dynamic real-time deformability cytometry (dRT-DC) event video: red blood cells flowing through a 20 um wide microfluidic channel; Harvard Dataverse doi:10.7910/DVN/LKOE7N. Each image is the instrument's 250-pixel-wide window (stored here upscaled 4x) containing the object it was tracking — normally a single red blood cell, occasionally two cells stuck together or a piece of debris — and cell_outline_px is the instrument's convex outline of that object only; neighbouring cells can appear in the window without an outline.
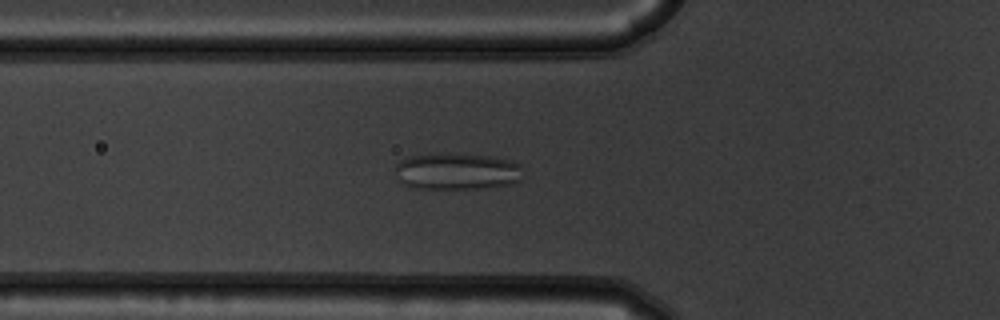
{"species": "common noctule bat (a hibernating species)", "species_latin": "Nyctalus noctula", "temperature_condition": "warm", "stored_images_in_passage": 44, "camera_frame_rate_fps": 3000, "um_per_image_px": 0.085, "animal": {"sex": "male", "body_mass_g": 19.5, "forearm_length_mm": 54.6}, "frame": {"image": 1, "passage_image": 9, "time_ms": 2.667, "image_size_px": [1000, 320], "cell_outline_px": [[520, 180], [512, 184], [488, 188], [416, 188], [404, 184], [400, 180], [396, 168], [396, 164], [400, 160], [408, 156], [432, 152], [440, 152], [492, 156], [512, 160], [520, 164]], "centroid_in_image_um": [38.84, 14.53], "position_along_channel_um": 87.0, "area_um2": 27.63}}
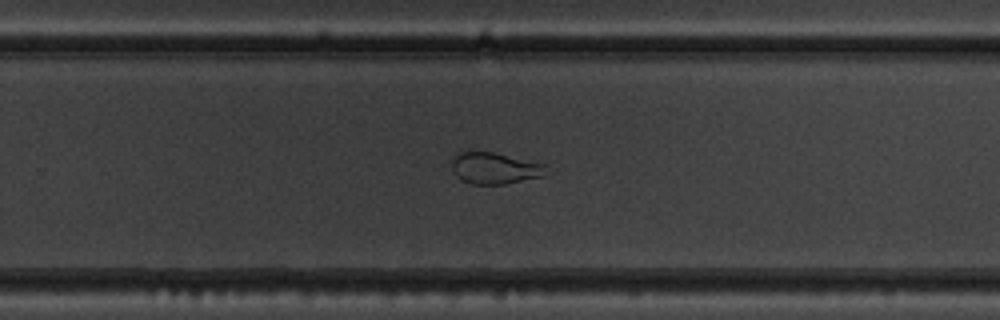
{"frame": {"image": 2, "passage_image": 25, "time_ms": 8.0, "image_size_px": [1000, 320], "cell_outline_px": [[544, 176], [504, 184], [472, 184], [460, 180], [456, 176], [452, 168], [452, 160], [460, 152], [468, 148], [492, 152], [544, 164]], "centroid_in_image_um": [41.96, 14.27], "position_along_channel_um": 287.8, "area_um2": 17.4}}
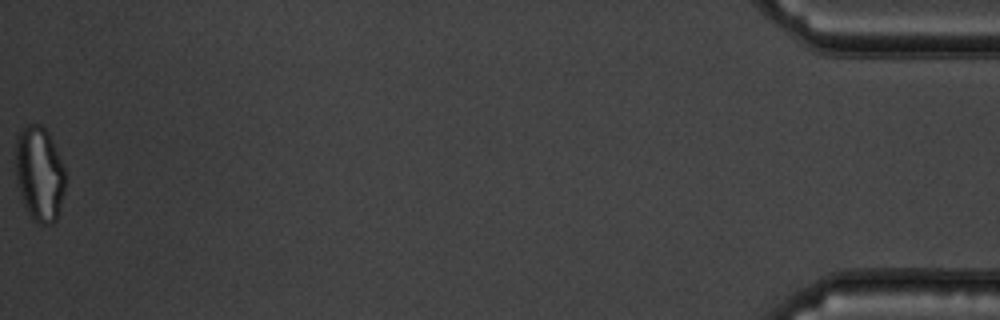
{"frame": {"image": 3, "passage_image": 44, "time_ms": 14.333, "image_size_px": [1000, 320], "cell_outline_px": [[64, 192], [56, 220], [52, 224], [40, 224], [32, 220], [24, 204], [16, 180], [16, 136], [20, 128], [28, 124], [40, 124], [48, 132], [64, 168]], "centroid_in_image_um": [3.33, 14.76], "position_along_channel_um": 431.9, "area_um2": 27.34}, "authors_computed_cell_mechanics": {"area_um2": 24.9696, "velocity_mm_per_s": 3.7558, "shape_relaxation_time_tau1_ms": null, "shape_relaxation_time_tau2_ms": 1.1359, "deformation_change_tau1": null, "deformation_change_tau2": 0.0889}}